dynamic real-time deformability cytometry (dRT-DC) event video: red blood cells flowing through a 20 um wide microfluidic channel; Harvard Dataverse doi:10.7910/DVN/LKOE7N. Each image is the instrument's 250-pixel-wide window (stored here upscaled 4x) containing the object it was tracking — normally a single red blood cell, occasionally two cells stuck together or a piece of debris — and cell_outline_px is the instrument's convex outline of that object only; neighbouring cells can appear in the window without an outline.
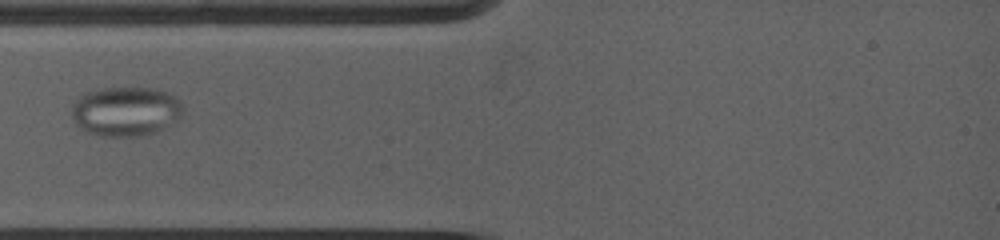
{"species": "common noctule bat (a hibernating species)", "species_latin": "Nyctalus noctula", "temperature_condition": "warm", "stored_images_in_passage": 57, "camera_frame_rate_fps": 5000, "um_per_image_px": 0.085, "animal": {"sex": "female", "body_mass_g": 19.0, "forearm_length_mm": 53.3}, "frame": {"image": 1, "passage_image": 12, "time_ms": 3.2, "image_size_px": [1000, 240], "cell_outline_px": [[184, 112], [176, 120], [156, 132], [140, 136], [108, 136], [88, 132], [80, 128], [72, 120], [72, 104], [80, 92], [96, 88], [156, 88], [176, 96], [184, 104]], "centroid_in_image_um": [10.67, 9.43], "position_along_channel_um": 74.3, "area_um2": 32.6}}
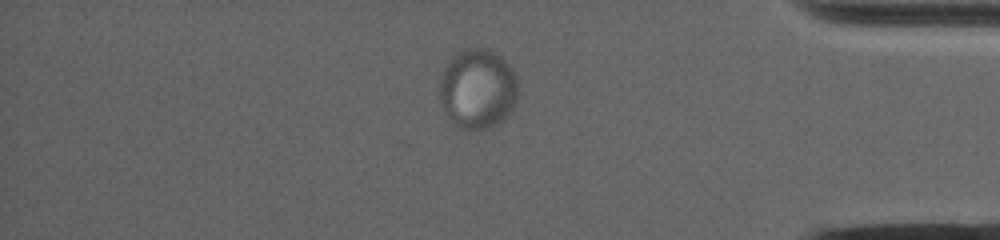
{"frame": {"image": 2, "passage_image": 39, "time_ms": 12.8, "image_size_px": [1000, 240], "cell_outline_px": [[516, 100], [512, 108], [496, 124], [488, 128], [468, 132], [452, 124], [440, 100], [440, 76], [444, 68], [452, 56], [464, 48], [488, 48], [500, 56], [508, 64], [516, 76]], "centroid_in_image_um": [40.56, 7.55], "position_along_channel_um": 394.6, "area_um2": 36.47}}